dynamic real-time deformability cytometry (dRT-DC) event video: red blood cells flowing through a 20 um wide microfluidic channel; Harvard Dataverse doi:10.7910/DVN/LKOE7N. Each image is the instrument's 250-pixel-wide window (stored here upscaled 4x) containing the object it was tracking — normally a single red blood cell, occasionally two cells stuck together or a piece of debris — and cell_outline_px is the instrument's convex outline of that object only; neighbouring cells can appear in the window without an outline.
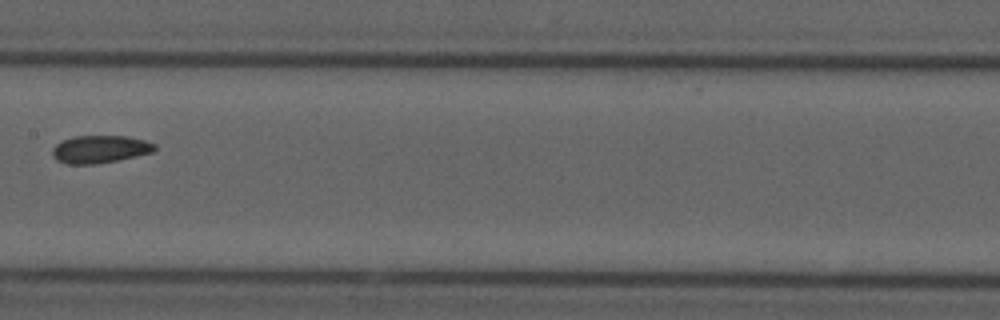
{"species": "common noctule bat (a hibernating species)", "species_latin": "Nyctalus noctula", "temperature_condition": "cold", "stored_images_in_passage": 8, "camera_frame_rate_fps": 3000, "um_per_image_px": 0.085, "animal": {"sex": "male", "forearm_length_mm": 52.5}, "frame": {"image": 1, "passage_image": 8, "time_ms": 8.0, "image_size_px": [1000, 320], "cell_outline_px": [[156, 148], [152, 152], [116, 160], [96, 164], [68, 164], [56, 160], [52, 156], [52, 148], [60, 140], [72, 136], [128, 136], [144, 140], [156, 144]], "centroid_in_image_um": [8.44, 12.67], "position_along_channel_um": 199.0, "area_um2": 16.53}}